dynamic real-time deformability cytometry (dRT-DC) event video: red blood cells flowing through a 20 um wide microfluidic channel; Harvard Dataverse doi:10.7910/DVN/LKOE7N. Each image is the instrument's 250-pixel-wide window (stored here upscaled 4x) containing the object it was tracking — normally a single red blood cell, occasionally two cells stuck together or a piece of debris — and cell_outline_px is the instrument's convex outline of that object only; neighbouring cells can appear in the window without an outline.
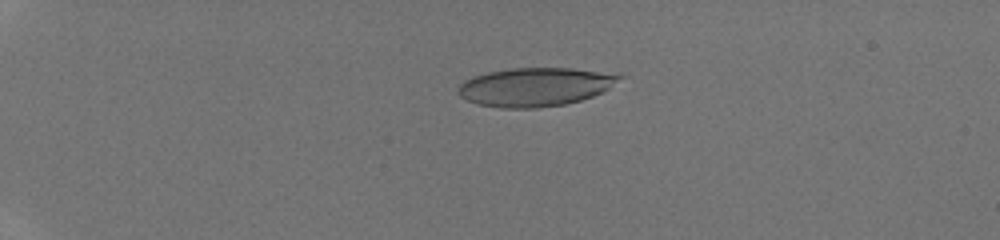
{"species": "human", "species_latin": "Homo sapiens", "temperature_condition": "room temperature", "stored_images_in_passage": 47, "camera_frame_rate_fps": 3000, "um_per_image_px": 0.085, "donor": {"sex": "male"}, "frame": {"image": 1, "passage_image": 13, "time_ms": 4.0, "image_size_px": [1000, 240], "cell_outline_px": [[628, 76], [608, 88], [592, 96], [580, 100], [564, 104], [536, 108], [500, 108], [476, 104], [460, 96], [456, 92], [460, 84], [464, 80], [472, 76], [488, 72], [512, 68], [572, 68], [620, 72]], "centroid_in_image_um": [45.55, 7.37], "position_along_channel_um": 39.5, "area_um2": 36.82}}
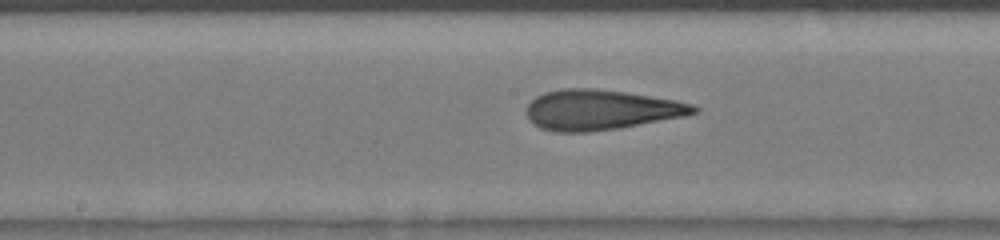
{"frame": {"image": 2, "passage_image": 28, "time_ms": 9.0, "image_size_px": [1000, 240], "cell_outline_px": [[700, 108], [696, 112], [684, 116], [620, 128], [588, 132], [556, 132], [540, 128], [532, 124], [528, 120], [528, 104], [536, 96], [544, 92], [560, 88], [596, 88], [624, 92], [676, 100], [692, 104]], "centroid_in_image_um": [51.04, 9.33], "position_along_channel_um": 197.2, "area_um2": 39.19}}
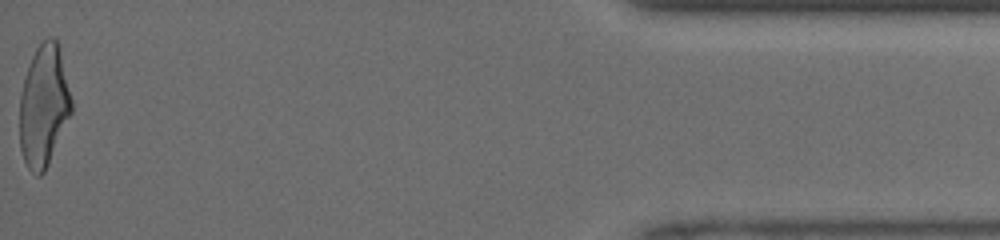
{"frame": {"image": 3, "passage_image": 47, "time_ms": 15.333, "image_size_px": [1000, 240], "cell_outline_px": [[72, 112], [48, 164], [44, 172], [40, 176], [36, 176], [28, 168], [24, 160], [20, 148], [20, 96], [24, 80], [32, 56], [36, 48], [48, 36], [52, 36], [56, 40], [72, 100]], "centroid_in_image_um": [3.71, 9.04], "position_along_channel_um": 431.5, "area_um2": 36.18}}